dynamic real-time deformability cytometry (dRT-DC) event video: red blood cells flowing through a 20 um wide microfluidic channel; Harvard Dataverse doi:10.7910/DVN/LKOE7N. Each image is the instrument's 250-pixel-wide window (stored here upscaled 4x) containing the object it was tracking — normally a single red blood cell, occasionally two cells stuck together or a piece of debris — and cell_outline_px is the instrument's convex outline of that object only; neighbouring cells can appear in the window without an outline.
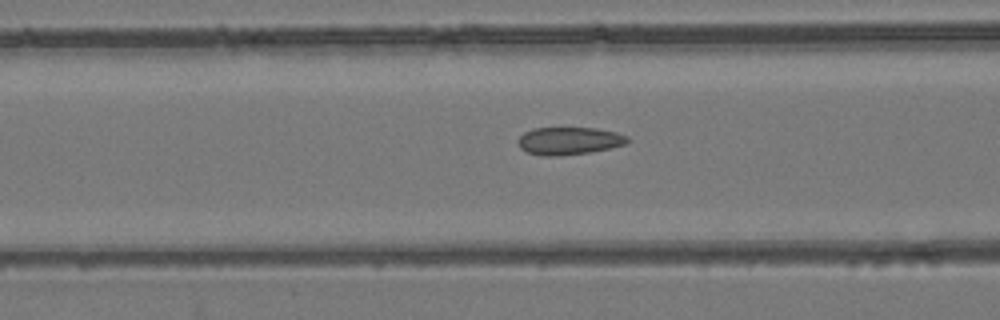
{"species": "common noctule bat (a hibernating species)", "species_latin": "Nyctalus noctula", "temperature_condition": "room temperature", "stored_images_in_passage": 35, "camera_frame_rate_fps": 3000, "um_per_image_px": 0.085, "animal": {"sex": "female", "body_mass_g": 24.6, "forearm_length_mm": 56.2}, "frame": {"image": 1, "passage_image": 13, "time_ms": 4.0, "image_size_px": [1000, 320], "cell_outline_px": [[628, 140], [624, 144], [608, 148], [588, 152], [560, 156], [540, 156], [528, 152], [520, 148], [516, 140], [524, 132], [532, 128], [596, 128], [616, 132], [628, 136]], "centroid_in_image_um": [48.31, 11.97], "position_along_channel_um": 118.3, "area_um2": 17.57}}
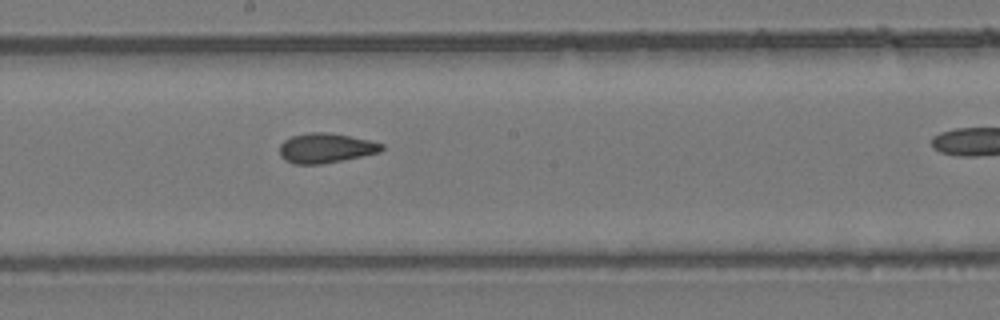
{"frame": {"image": 2, "passage_image": 21, "time_ms": 6.667, "image_size_px": [1000, 320], "cell_outline_px": [[384, 148], [380, 152], [320, 164], [292, 164], [284, 160], [280, 156], [280, 144], [284, 140], [292, 136], [308, 132], [328, 132], [368, 140], [384, 144]], "centroid_in_image_um": [27.64, 12.58], "position_along_channel_um": 220.6, "area_um2": 17.57}}
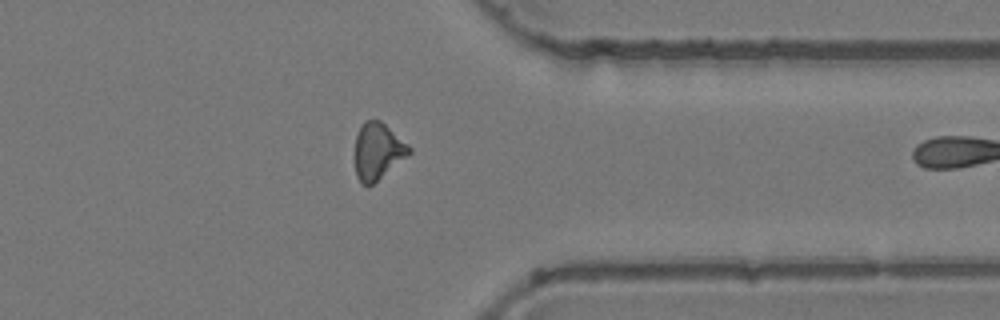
{"frame": {"image": 3, "passage_image": 34, "time_ms": 11.0, "image_size_px": [1000, 320], "cell_outline_px": [[412, 152], [408, 156], [368, 188], [356, 176], [356, 136], [364, 120], [380, 120], [408, 144], [412, 148]], "centroid_in_image_um": [32.13, 12.86], "position_along_channel_um": 379.3, "area_um2": 17.74}}